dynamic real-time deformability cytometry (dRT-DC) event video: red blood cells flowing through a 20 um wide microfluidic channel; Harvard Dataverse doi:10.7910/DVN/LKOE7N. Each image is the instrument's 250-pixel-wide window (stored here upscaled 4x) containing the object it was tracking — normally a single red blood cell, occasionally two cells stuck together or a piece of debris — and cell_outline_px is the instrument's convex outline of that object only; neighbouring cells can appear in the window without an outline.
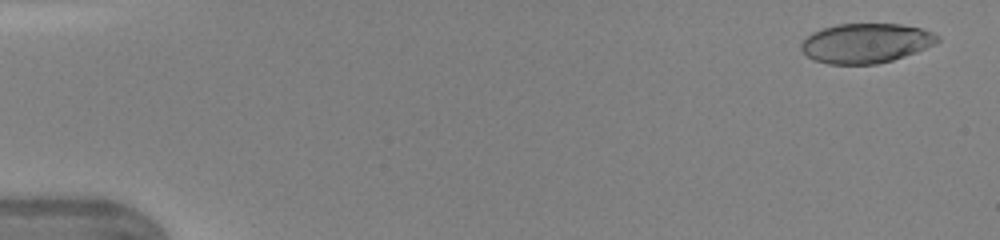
{"species": "human", "species_latin": "Homo sapiens", "temperature_condition": "warm", "stored_images_in_passage": 46, "camera_frame_rate_fps": 3000, "um_per_image_px": 0.085, "donor": {"sex": "female"}, "frame": {"image": 1, "passage_image": 2, "time_ms": 0.333, "image_size_px": [1000, 240], "cell_outline_px": [[940, 40], [936, 44], [916, 52], [892, 60], [876, 64], [828, 64], [812, 60], [800, 48], [800, 44], [812, 32], [836, 24], [900, 24], [920, 28], [932, 32], [940, 36]], "centroid_in_image_um": [73.61, 3.67], "position_along_channel_um": 11.4, "area_um2": 31.5}}
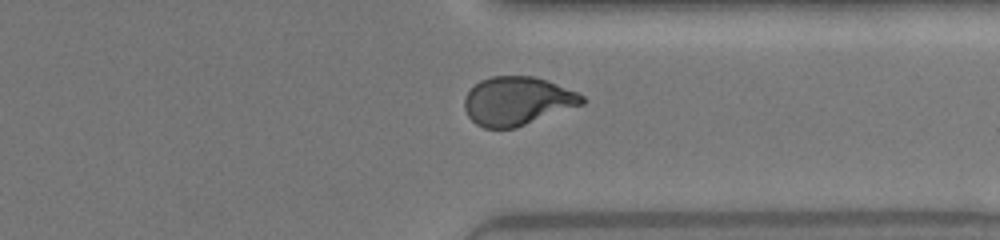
{"frame": {"image": 2, "passage_image": 36, "time_ms": 11.667, "image_size_px": [1000, 240], "cell_outline_px": [[588, 100], [584, 104], [516, 128], [484, 128], [476, 124], [468, 116], [464, 108], [464, 96], [480, 80], [492, 76], [532, 76], [548, 80], [576, 92], [584, 96]], "centroid_in_image_um": [43.98, 8.59], "position_along_channel_um": 367.4, "area_um2": 33.41}}
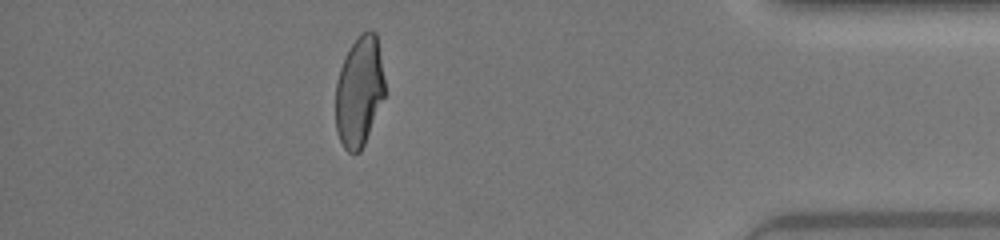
{"frame": {"image": 3, "passage_image": 41, "time_ms": 13.333, "image_size_px": [1000, 240], "cell_outline_px": [[384, 96], [364, 144], [360, 152], [348, 152], [344, 148], [336, 132], [336, 80], [340, 68], [352, 44], [364, 32], [376, 32], [384, 80]], "centroid_in_image_um": [30.52, 7.82], "position_along_channel_um": 404.7, "area_um2": 30.92}, "authors_computed_cell_mechanics": {"area_um2": 33.3506, "velocity_mm_per_s": 4.3928, "shape_relaxation_time_tau1_ms": 6.5428, "shape_relaxation_time_tau2_ms": null, "deformation_change_tau1": 0.2282, "deformation_change_tau2": null}}